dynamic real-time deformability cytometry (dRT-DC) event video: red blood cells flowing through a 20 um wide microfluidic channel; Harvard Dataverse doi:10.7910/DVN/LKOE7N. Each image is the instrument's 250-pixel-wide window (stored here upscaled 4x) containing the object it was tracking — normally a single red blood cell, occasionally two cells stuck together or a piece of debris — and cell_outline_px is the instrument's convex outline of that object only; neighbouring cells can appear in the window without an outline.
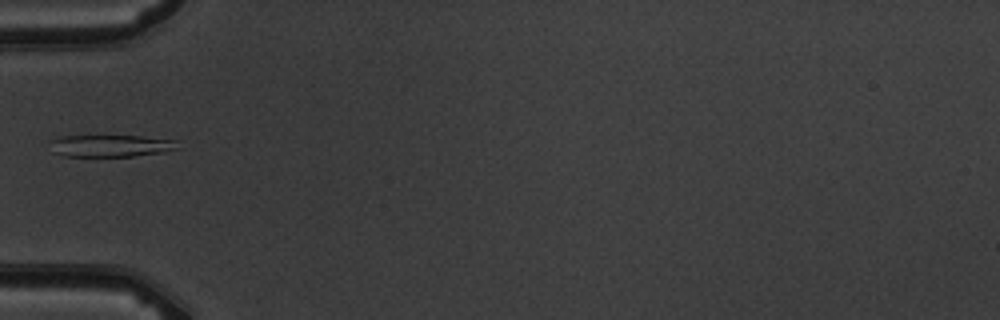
{"species": "common noctule bat (a hibernating species)", "species_latin": "Nyctalus noctula", "temperature_condition": "warm", "stored_images_in_passage": 6, "camera_frame_rate_fps": 3000, "um_per_image_px": 0.085, "animal": {"sex": "male", "body_mass_g": 19.5, "forearm_length_mm": 54.6}, "frame": {"image": 1, "passage_image": 5, "time_ms": 4.667, "image_size_px": [1000, 320], "cell_outline_px": [[180, 148], [164, 152], [132, 156], [64, 156], [52, 152], [48, 140], [64, 136], [140, 136], [176, 140]], "centroid_in_image_um": [9.39, 12.39], "position_along_channel_um": 75.6, "area_um2": 16.47}}
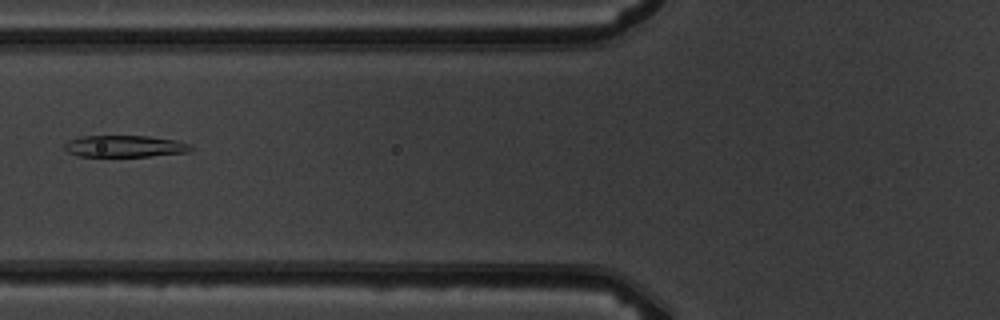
{"frame": {"image": 2, "passage_image": 6, "time_ms": 5.667, "image_size_px": [1000, 320], "cell_outline_px": [[192, 152], [148, 156], [80, 156], [68, 152], [64, 148], [64, 144], [68, 140], [80, 136], [148, 136], [176, 140], [192, 144]], "centroid_in_image_um": [10.64, 12.42], "position_along_channel_um": 115.2, "area_um2": 16.07}}